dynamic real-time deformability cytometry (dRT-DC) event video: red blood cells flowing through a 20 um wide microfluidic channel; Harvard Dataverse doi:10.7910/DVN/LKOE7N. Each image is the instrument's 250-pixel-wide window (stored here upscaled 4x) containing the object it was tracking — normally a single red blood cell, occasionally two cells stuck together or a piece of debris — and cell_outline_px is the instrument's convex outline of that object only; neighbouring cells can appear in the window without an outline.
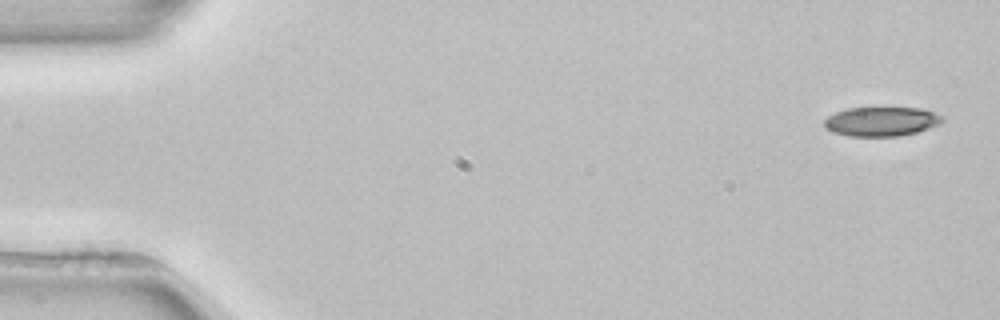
{"species": "common noctule bat (a hibernating species)", "species_latin": "Nyctalus noctula", "temperature_condition": "room temperature", "stored_images_in_passage": 4, "camera_frame_rate_fps": 3000, "um_per_image_px": 0.085, "animal": {"sex": "female", "body_mass_g": 22.7, "forearm_length_mm": 54.2}, "frame": {"image": 1, "passage_image": 1, "time_ms": 0.0, "image_size_px": [1000, 320], "cell_outline_px": [[944, 120], [940, 124], [916, 132], [896, 136], [848, 136], [832, 132], [824, 128], [824, 120], [828, 116], [836, 112], [848, 108], [920, 108], [936, 112]], "centroid_in_image_um": [74.89, 10.33], "position_along_channel_um": 10.1, "area_um2": 20.11}}
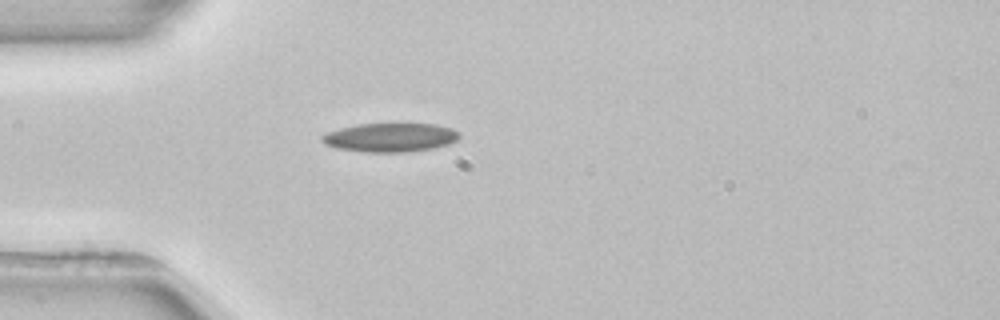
{"frame": {"image": 2, "passage_image": 4, "time_ms": 4.333, "image_size_px": [1000, 320], "cell_outline_px": [[460, 136], [456, 140], [448, 144], [432, 148], [404, 152], [364, 152], [336, 148], [324, 144], [320, 140], [320, 136], [328, 132], [340, 128], [360, 124], [436, 124], [452, 128], [460, 132]], "centroid_in_image_um": [33.16, 11.68], "position_along_channel_um": 51.8, "area_um2": 23.06}}